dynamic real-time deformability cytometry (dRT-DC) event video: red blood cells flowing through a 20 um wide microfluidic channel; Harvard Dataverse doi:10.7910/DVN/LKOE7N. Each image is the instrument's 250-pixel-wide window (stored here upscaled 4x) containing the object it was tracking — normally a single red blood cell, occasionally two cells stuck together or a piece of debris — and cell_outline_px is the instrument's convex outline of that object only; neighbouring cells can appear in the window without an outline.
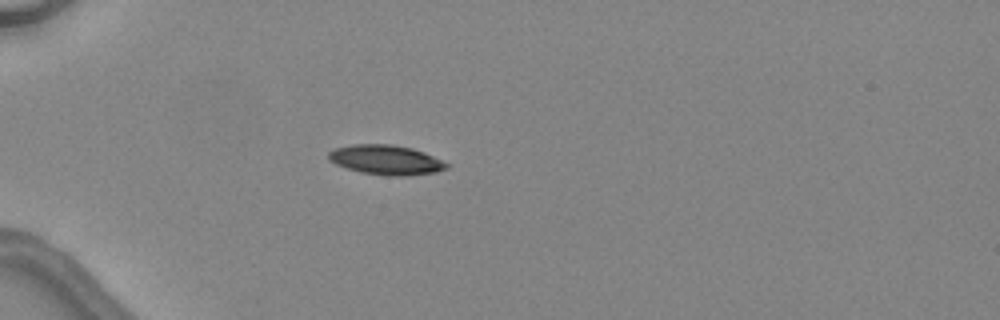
{"species": "common noctule bat (a hibernating species)", "species_latin": "Nyctalus noctula", "temperature_condition": "warm", "stored_images_in_passage": 1, "camera_frame_rate_fps": 3000, "um_per_image_px": 0.085, "animal": {"sex": "female", "body_mass_g": 24.6, "forearm_length_mm": 56.2}, "frame": {"image": 1, "passage_image": 1, "time_ms": 0.0, "image_size_px": [1000, 320], "cell_outline_px": [[448, 168], [436, 172], [400, 176], [388, 176], [360, 172], [336, 164], [328, 160], [328, 152], [332, 148], [352, 144], [392, 144], [412, 148], [424, 152], [448, 164]], "centroid_in_image_um": [32.76, 13.58], "position_along_channel_um": 52.2, "area_um2": 20.4}}